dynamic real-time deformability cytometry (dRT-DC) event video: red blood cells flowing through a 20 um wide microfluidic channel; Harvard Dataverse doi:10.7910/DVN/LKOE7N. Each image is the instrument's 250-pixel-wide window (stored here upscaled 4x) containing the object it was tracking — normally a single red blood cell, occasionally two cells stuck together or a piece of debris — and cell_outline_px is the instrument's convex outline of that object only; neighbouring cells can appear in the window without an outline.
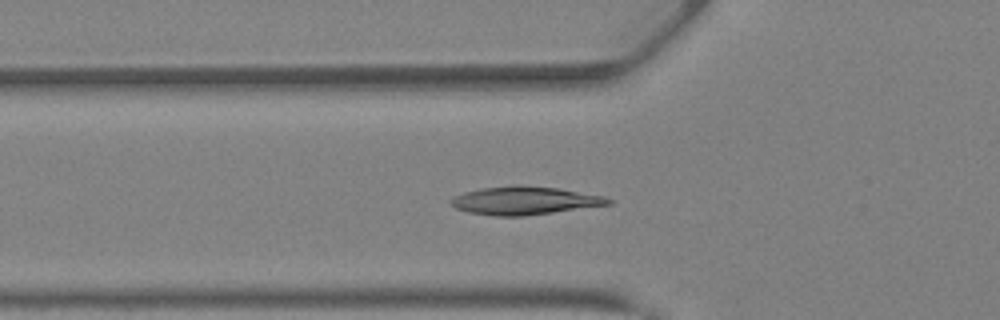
{"species": "Egyptian fruit bat (a non-hibernating species)", "species_latin": "Rousettus aegyptiacus", "temperature_condition": "warm", "stored_images_in_passage": 31, "camera_frame_rate_fps": 3000, "um_per_image_px": 0.085, "animal": {"sex": "female"}, "frame": {"image": 1, "passage_image": 4, "time_ms": 1.0, "image_size_px": [1000, 320], "cell_outline_px": [[612, 204], [524, 216], [492, 216], [468, 212], [456, 208], [448, 200], [464, 192], [480, 188], [560, 188], [604, 196], [612, 200]], "centroid_in_image_um": [44.61, 17.09], "position_along_channel_um": 81.2, "area_um2": 24.8}}
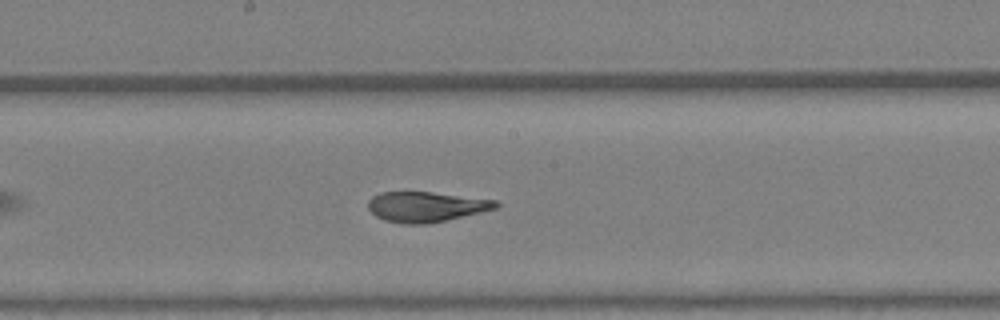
{"frame": {"image": 2, "passage_image": 12, "time_ms": 3.667, "image_size_px": [1000, 320], "cell_outline_px": [[500, 204], [496, 208], [480, 212], [444, 220], [424, 224], [404, 224], [384, 220], [376, 216], [368, 208], [368, 200], [372, 196], [380, 192], [432, 192], [496, 200]], "centroid_in_image_um": [36.17, 17.56], "position_along_channel_um": 212.0, "area_um2": 22.25}}
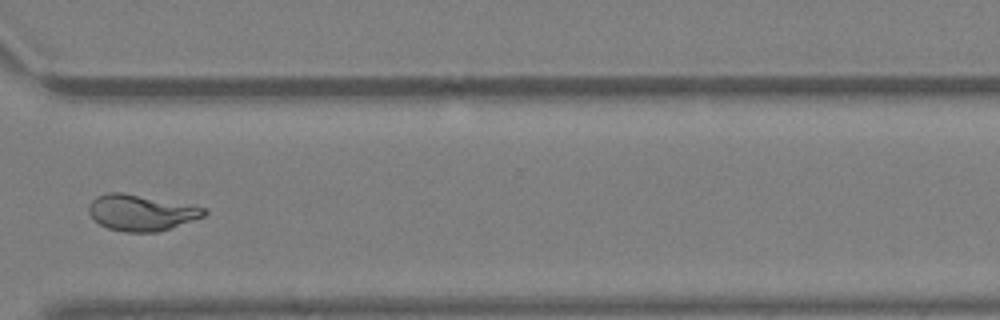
{"frame": {"image": 3, "passage_image": 21, "time_ms": 6.667, "image_size_px": [1000, 320], "cell_outline_px": [[208, 212], [204, 216], [172, 228], [156, 232], [124, 232], [108, 228], [100, 224], [88, 212], [88, 204], [96, 196], [108, 192], [120, 192], [208, 208]], "centroid_in_image_um": [12.0, 18.08], "position_along_channel_um": 358.6, "area_um2": 24.1}, "authors_computed_cell_mechanics": {"area_um2": 23.987, "velocity_mm_per_s": 4.8925, "shape_relaxation_time_tau1_ms": null, "shape_relaxation_time_tau2_ms": 1.2308, "deformation_change_tau1": null, "deformation_change_tau2": 0.0619}}